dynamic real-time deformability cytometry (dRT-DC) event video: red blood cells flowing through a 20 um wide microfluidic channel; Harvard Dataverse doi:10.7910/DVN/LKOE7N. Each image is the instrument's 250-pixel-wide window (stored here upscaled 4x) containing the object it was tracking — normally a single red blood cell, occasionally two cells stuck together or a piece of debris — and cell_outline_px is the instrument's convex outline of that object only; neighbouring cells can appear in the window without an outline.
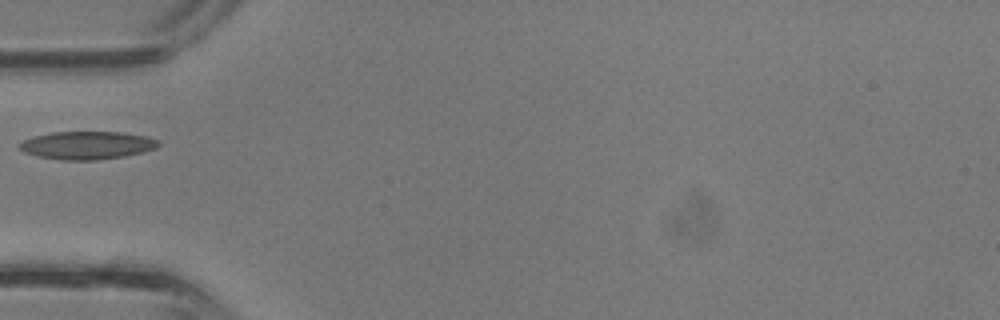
{"species": "common noctule bat (a hibernating species)", "species_latin": "Nyctalus noctula", "temperature_condition": "room temperature", "stored_images_in_passage": 22, "camera_frame_rate_fps": 3000, "um_per_image_px": 0.085, "animal": {"sex": "male", "body_mass_g": 13.3}, "frame": {"image": 1, "passage_image": 1, "time_ms": 0.0, "image_size_px": [1000, 320], "cell_outline_px": [[160, 144], [156, 148], [124, 156], [96, 160], [60, 160], [36, 156], [24, 152], [16, 144], [32, 136], [52, 132], [120, 132], [148, 136], [160, 140]], "centroid_in_image_um": [7.38, 12.34], "position_along_channel_um": 77.6, "area_um2": 22.77}}
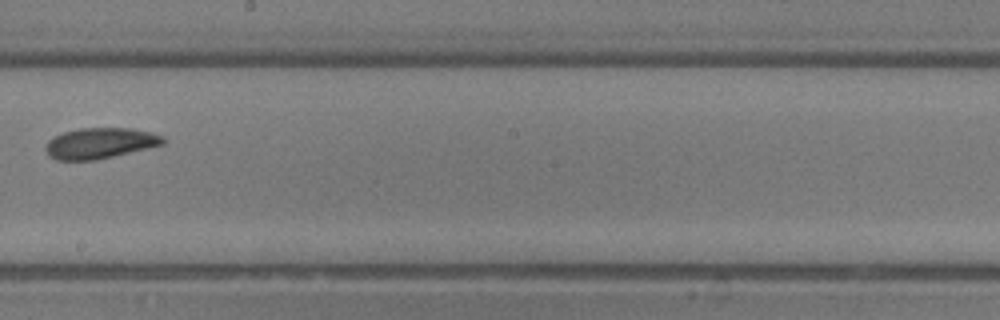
{"frame": {"image": 2, "passage_image": 10, "time_ms": 3.0, "image_size_px": [1000, 320], "cell_outline_px": [[164, 144], [96, 160], [56, 160], [48, 156], [44, 148], [48, 140], [64, 132], [80, 128], [132, 128], [152, 132], [164, 136]], "centroid_in_image_um": [8.49, 12.17], "position_along_channel_um": 239.7, "area_um2": 21.04}}
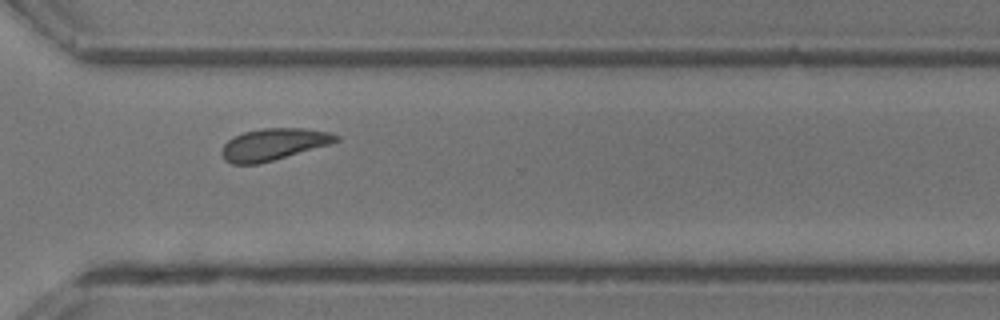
{"frame": {"image": 3, "passage_image": 16, "time_ms": 5.0, "image_size_px": [1000, 320], "cell_outline_px": [[340, 140], [332, 144], [260, 164], [232, 164], [224, 160], [220, 152], [224, 144], [228, 140], [244, 132], [260, 128], [304, 128], [332, 132], [340, 136]], "centroid_in_image_um": [23.29, 12.27], "position_along_channel_um": 347.3, "area_um2": 21.5}}